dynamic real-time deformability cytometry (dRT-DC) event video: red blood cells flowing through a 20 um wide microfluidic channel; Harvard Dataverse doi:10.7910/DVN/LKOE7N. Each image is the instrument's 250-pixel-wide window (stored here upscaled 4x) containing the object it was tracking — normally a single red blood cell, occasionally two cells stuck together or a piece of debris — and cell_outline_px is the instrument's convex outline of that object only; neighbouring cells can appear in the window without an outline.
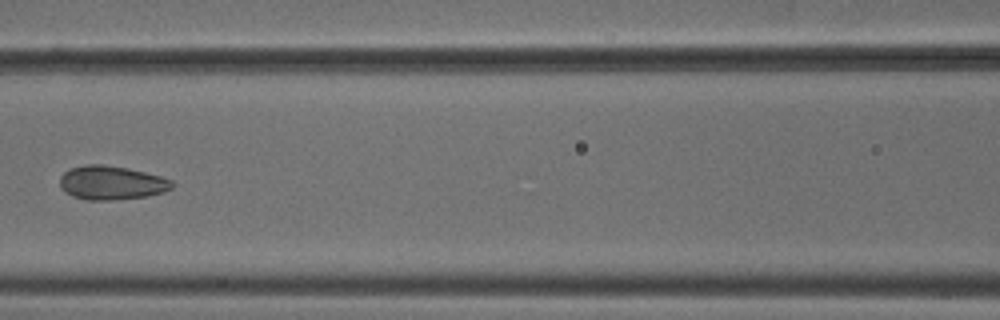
{"species": "common noctule bat (a hibernating species)", "species_latin": "Nyctalus noctula", "temperature_condition": "cold", "stored_images_in_passage": 6, "camera_frame_rate_fps": 3000, "um_per_image_px": 0.085, "animal": {"sex": "male", "body_mass_g": 18.8}, "frame": {"image": 1, "passage_image": 6, "time_ms": 1.667, "image_size_px": [1000, 320], "cell_outline_px": [[172, 188], [164, 192], [148, 196], [112, 200], [88, 200], [72, 196], [64, 192], [60, 188], [60, 176], [64, 172], [72, 168], [84, 164], [100, 164], [128, 168], [160, 176], [172, 180]], "centroid_in_image_um": [9.45, 15.54], "position_along_channel_um": 157.1, "area_um2": 22.2}}